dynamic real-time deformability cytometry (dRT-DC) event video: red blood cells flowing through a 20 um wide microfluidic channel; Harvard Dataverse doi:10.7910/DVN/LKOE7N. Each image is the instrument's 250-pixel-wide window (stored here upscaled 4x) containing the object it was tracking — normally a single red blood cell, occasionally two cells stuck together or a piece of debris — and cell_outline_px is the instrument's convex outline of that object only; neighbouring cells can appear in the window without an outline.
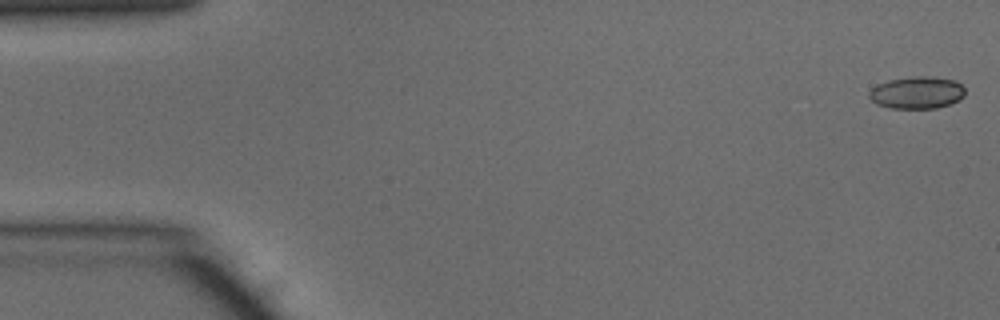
{"species": "common noctule bat (a hibernating species)", "species_latin": "Nyctalus noctula", "temperature_condition": "warm", "stored_images_in_passage": 12, "camera_frame_rate_fps": 3000, "um_per_image_px": 0.085, "animal": {"sex": "male", "body_mass_g": 15.6}, "frame": {"image": 1, "passage_image": 1, "time_ms": 0.0, "image_size_px": [1000, 320], "cell_outline_px": [[964, 96], [960, 100], [936, 108], [892, 108], [876, 104], [868, 96], [868, 92], [876, 84], [888, 80], [912, 76], [932, 76], [952, 80], [960, 84], [964, 88]], "centroid_in_image_um": [77.91, 7.86], "position_along_channel_um": 7.1, "area_um2": 18.03}}